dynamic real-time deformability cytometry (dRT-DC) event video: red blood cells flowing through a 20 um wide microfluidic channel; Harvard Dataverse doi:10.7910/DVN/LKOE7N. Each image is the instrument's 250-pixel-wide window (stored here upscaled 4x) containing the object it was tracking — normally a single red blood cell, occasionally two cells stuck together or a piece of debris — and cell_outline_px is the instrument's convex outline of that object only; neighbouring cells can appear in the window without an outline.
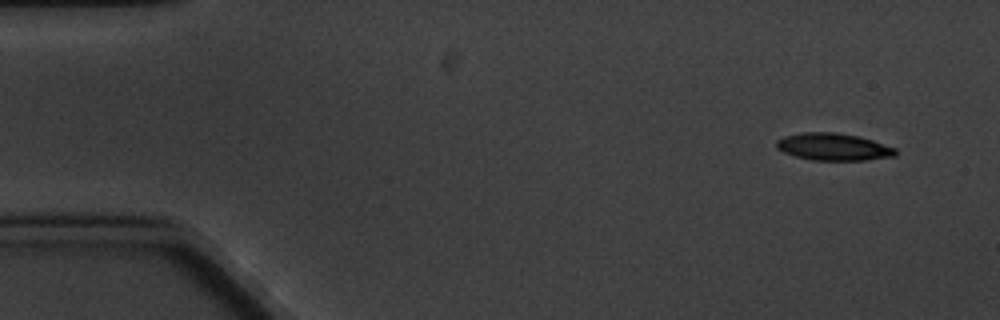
{"species": "common noctule bat (a hibernating species)", "species_latin": "Nyctalus noctula", "temperature_condition": "cold", "stored_images_in_passage": 5, "camera_frame_rate_fps": 3000, "um_per_image_px": 0.085, "animal": {"sex": "male", "body_mass_g": 20.1, "forearm_length_mm": 53.5}, "frame": {"image": 1, "passage_image": 1, "time_ms": 0.0, "image_size_px": [1000, 320], "cell_outline_px": [[896, 156], [864, 160], [812, 160], [796, 156], [784, 152], [776, 148], [776, 140], [784, 136], [804, 132], [836, 132], [860, 136], [896, 148]], "centroid_in_image_um": [70.84, 12.47], "position_along_channel_um": 14.2, "area_um2": 18.9}}
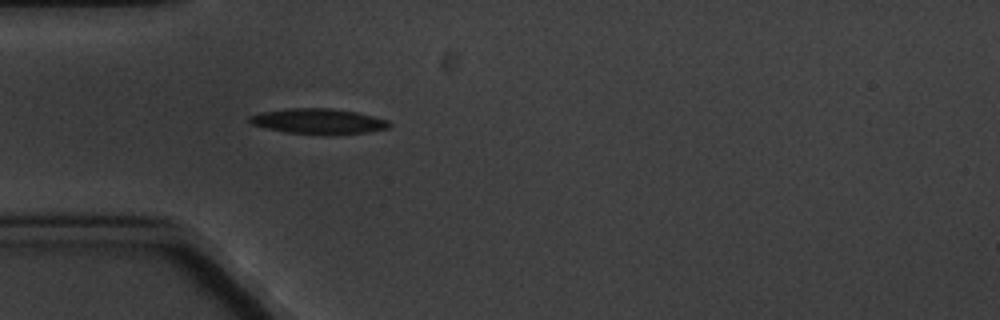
{"frame": {"image": 2, "passage_image": 5, "time_ms": 4.333, "image_size_px": [1000, 320], "cell_outline_px": [[392, 124], [388, 128], [368, 132], [324, 136], [284, 132], [252, 124], [248, 120], [248, 116], [260, 112], [288, 108], [332, 108], [356, 112], [388, 120]], "centroid_in_image_um": [27.06, 10.32], "position_along_channel_um": 57.9, "area_um2": 20.98}}